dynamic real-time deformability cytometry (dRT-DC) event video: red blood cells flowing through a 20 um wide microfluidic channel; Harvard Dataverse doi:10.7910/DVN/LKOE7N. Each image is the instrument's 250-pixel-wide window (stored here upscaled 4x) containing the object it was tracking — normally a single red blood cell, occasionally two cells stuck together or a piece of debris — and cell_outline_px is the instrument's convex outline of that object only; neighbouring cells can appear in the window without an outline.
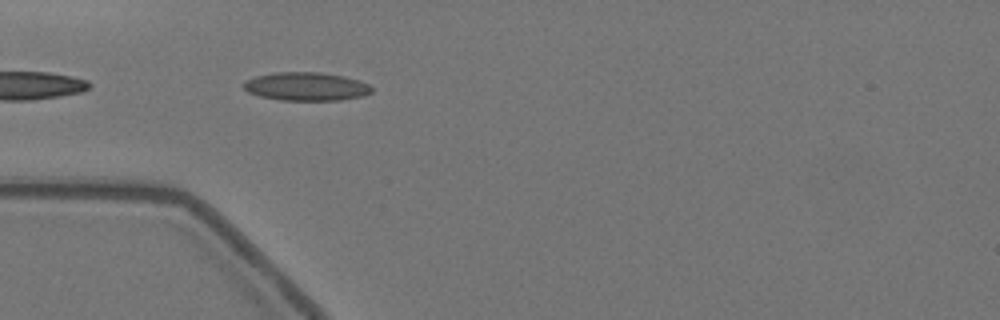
{"species": "Egyptian fruit bat (a non-hibernating species)", "species_latin": "Rousettus aegyptiacus", "temperature_condition": "warm", "stored_images_in_passage": 41, "camera_frame_rate_fps": 3000, "um_per_image_px": 0.085, "animal": {"sex": "female"}, "frame": {"image": 1, "passage_image": 1, "time_ms": 0.0, "image_size_px": [1000, 320], "cell_outline_px": [[372, 92], [364, 96], [340, 100], [280, 100], [260, 96], [248, 92], [240, 84], [244, 80], [256, 76], [276, 72], [320, 72], [344, 76], [360, 80], [368, 84], [372, 88]], "centroid_in_image_um": [26.01, 7.35], "position_along_channel_um": 59.0, "area_um2": 21.39}}
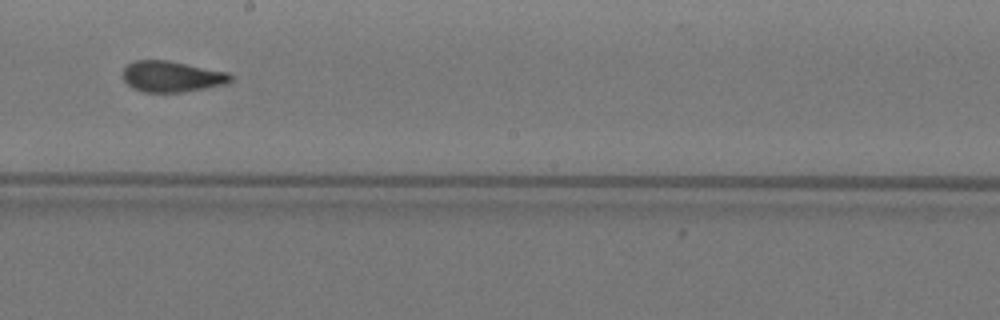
{"frame": {"image": 2, "passage_image": 16, "time_ms": 5.0, "image_size_px": [1000, 320], "cell_outline_px": [[232, 80], [228, 84], [180, 92], [144, 92], [132, 88], [124, 80], [124, 68], [128, 64], [136, 60], [168, 60], [228, 72], [232, 76]], "centroid_in_image_um": [14.62, 6.5], "position_along_channel_um": 233.6, "area_um2": 19.36}}
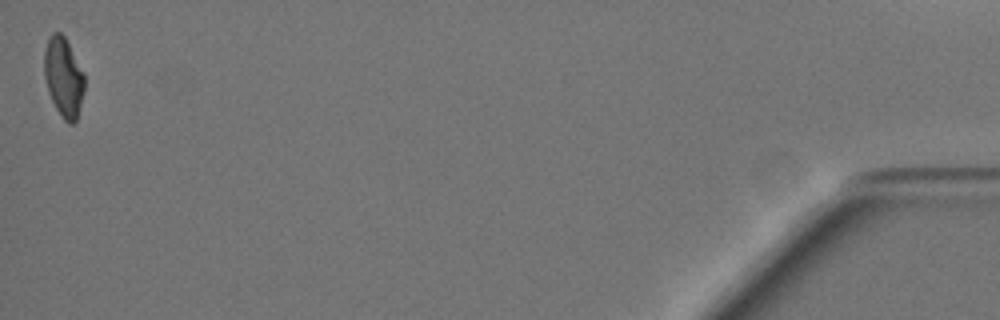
{"frame": {"image": 3, "passage_image": 41, "time_ms": 13.333, "image_size_px": [1000, 320], "cell_outline_px": [[84, 92], [76, 120], [72, 124], [68, 124], [60, 116], [48, 92], [44, 76], [44, 48], [48, 36], [52, 32], [60, 32], [64, 36], [84, 72]], "centroid_in_image_um": [5.39, 6.54], "position_along_channel_um": 429.8, "area_um2": 18.79}, "authors_computed_cell_mechanics": {"area_um2": 19.3052, "velocity_mm_per_s": 3.5318, "shape_relaxation_time_tau1_ms": 7.5372, "shape_relaxation_time_tau2_ms": 1.016, "deformation_change_tau1": 0.2158, "deformation_change_tau2": 0.064}}